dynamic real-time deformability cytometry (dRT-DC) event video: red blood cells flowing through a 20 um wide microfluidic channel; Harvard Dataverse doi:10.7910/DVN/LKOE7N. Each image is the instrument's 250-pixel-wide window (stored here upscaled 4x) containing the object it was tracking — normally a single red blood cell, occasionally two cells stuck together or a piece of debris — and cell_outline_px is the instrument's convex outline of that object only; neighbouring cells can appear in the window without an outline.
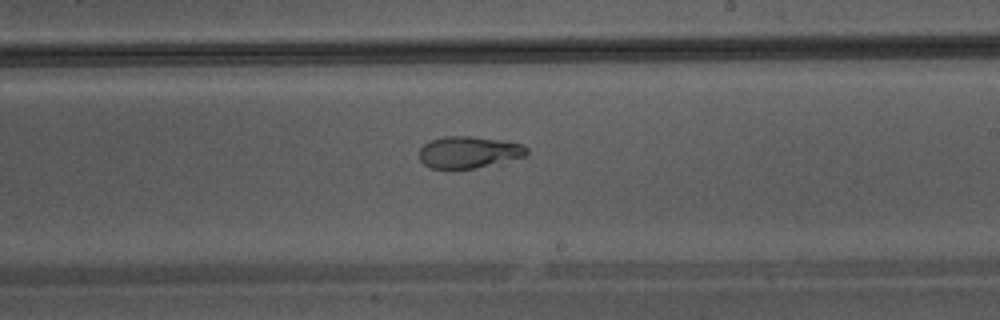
{"species": "Egyptian fruit bat (a non-hibernating species)", "species_latin": "Rousettus aegyptiacus", "temperature_condition": "warm", "stored_images_in_passage": 33, "camera_frame_rate_fps": 3000, "um_per_image_px": 0.085, "animal": {"sex": "male"}, "frame": {"image": 1, "passage_image": 15, "time_ms": 4.667, "image_size_px": [1000, 320], "cell_outline_px": [[528, 152], [524, 156], [500, 164], [476, 168], [432, 168], [424, 164], [420, 160], [420, 148], [424, 144], [432, 140], [444, 136], [472, 136], [504, 140], [524, 144], [528, 148]], "centroid_in_image_um": [39.91, 12.93], "position_along_channel_um": 249.1, "area_um2": 20.11}}